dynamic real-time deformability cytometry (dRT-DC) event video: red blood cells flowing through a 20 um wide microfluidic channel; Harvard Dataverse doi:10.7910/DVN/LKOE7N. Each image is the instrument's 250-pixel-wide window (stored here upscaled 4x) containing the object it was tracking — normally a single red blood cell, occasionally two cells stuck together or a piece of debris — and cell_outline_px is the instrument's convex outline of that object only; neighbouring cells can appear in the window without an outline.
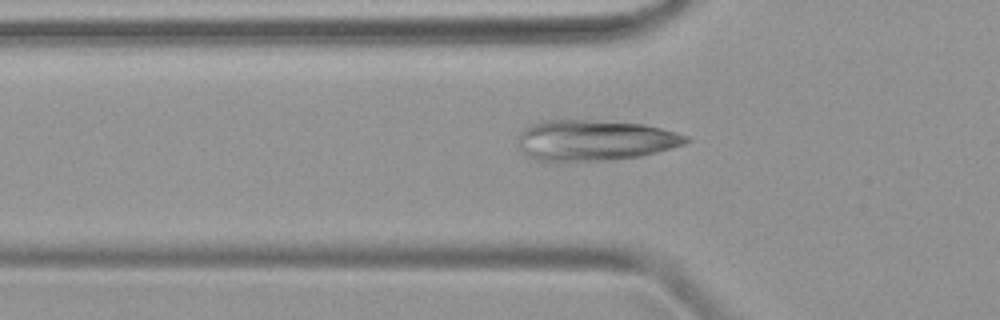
{"species": "common noctule bat (a hibernating species)", "species_latin": "Nyctalus noctula", "temperature_condition": "warm", "stored_images_in_passage": 32, "camera_frame_rate_fps": 3000, "um_per_image_px": 0.085, "animal": {"sex": "female", "body_mass_g": 19.9}, "frame": {"image": 1, "passage_image": 4, "time_ms": 1.0, "image_size_px": [1000, 320], "cell_outline_px": [[692, 140], [684, 144], [672, 148], [640, 156], [612, 160], [572, 164], [540, 164], [532, 160], [516, 144], [516, 140], [520, 132], [528, 124], [544, 120], [584, 120], [644, 124], [676, 132], [688, 136]], "centroid_in_image_um": [50.42, 11.99], "position_along_channel_um": 75.4, "area_um2": 41.44}}
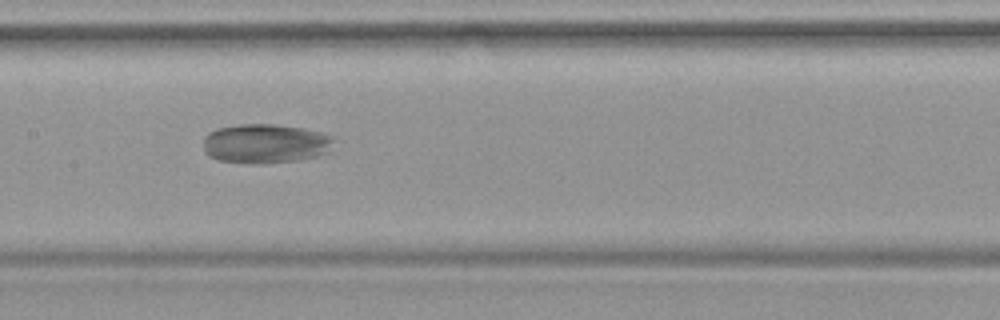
{"frame": {"image": 2, "passage_image": 12, "time_ms": 3.667, "image_size_px": [1000, 320], "cell_outline_px": [[332, 152], [316, 156], [296, 160], [264, 164], [248, 164], [220, 160], [208, 156], [204, 152], [204, 136], [208, 132], [216, 128], [240, 124], [272, 124], [304, 128], [320, 132], [332, 136]], "centroid_in_image_um": [22.54, 12.21], "position_along_channel_um": 184.9, "area_um2": 30.29}}
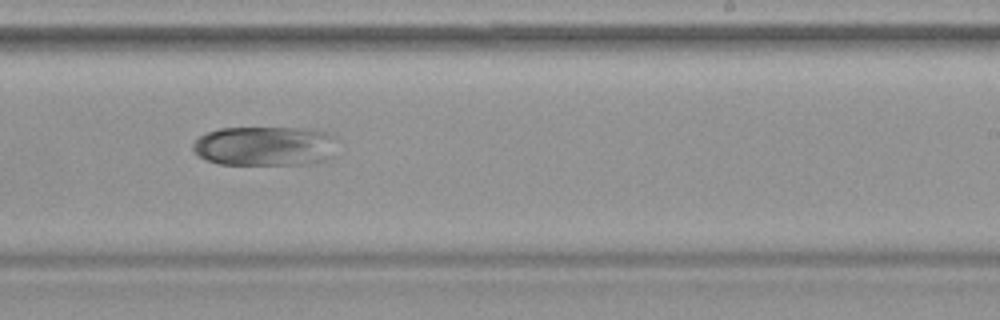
{"frame": {"image": 3, "passage_image": 18, "time_ms": 5.667, "image_size_px": [1000, 320], "cell_outline_px": [[332, 156], [324, 160], [312, 164], [220, 164], [204, 160], [192, 152], [192, 144], [200, 136], [208, 132], [220, 128], [316, 128], [328, 132], [332, 136]], "centroid_in_image_um": [22.46, 12.41], "position_along_channel_um": 266.5, "area_um2": 33.41}}